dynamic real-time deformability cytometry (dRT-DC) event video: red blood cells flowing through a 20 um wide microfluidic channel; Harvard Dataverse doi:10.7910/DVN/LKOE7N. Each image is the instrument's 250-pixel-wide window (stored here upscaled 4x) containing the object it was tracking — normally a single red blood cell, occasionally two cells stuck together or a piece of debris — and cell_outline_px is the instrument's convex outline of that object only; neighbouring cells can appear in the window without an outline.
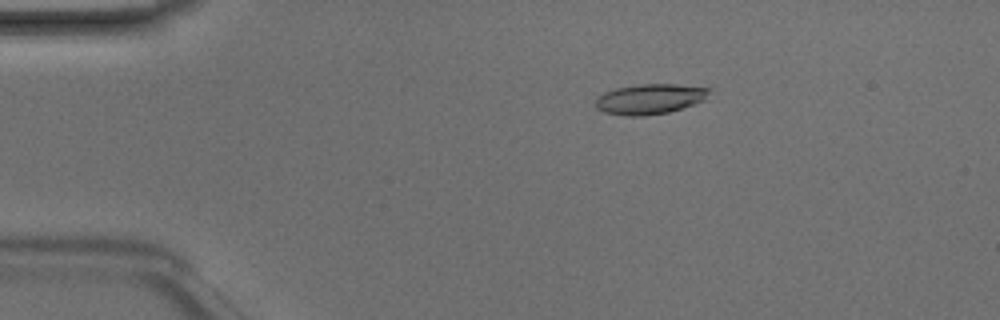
{"species": "Egyptian fruit bat (a non-hibernating species)", "species_latin": "Rousettus aegyptiacus", "temperature_condition": "room temperature", "stored_images_in_passage": 48, "camera_frame_rate_fps": 3000, "um_per_image_px": 0.085, "animal": {"sex": "male"}, "frame": {"image": 1, "passage_image": 9, "time_ms": 2.667, "image_size_px": [1000, 320], "cell_outline_px": [[712, 88], [704, 100], [668, 112], [644, 116], [624, 116], [604, 112], [596, 108], [596, 96], [604, 92], [616, 88], [636, 84], [676, 84]], "centroid_in_image_um": [55.2, 8.41], "position_along_channel_um": 29.8, "area_um2": 20.06}}
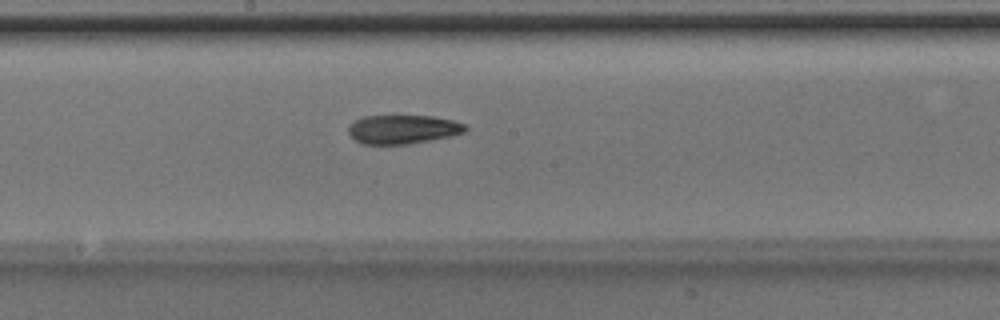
{"frame": {"image": 2, "passage_image": 26, "time_ms": 8.333, "image_size_px": [1000, 320], "cell_outline_px": [[468, 128], [464, 132], [452, 136], [408, 144], [360, 144], [348, 132], [348, 128], [356, 120], [364, 116], [432, 116], [452, 120], [468, 124]], "centroid_in_image_um": [34.29, 10.99], "position_along_channel_um": 213.9, "area_um2": 19.65}}
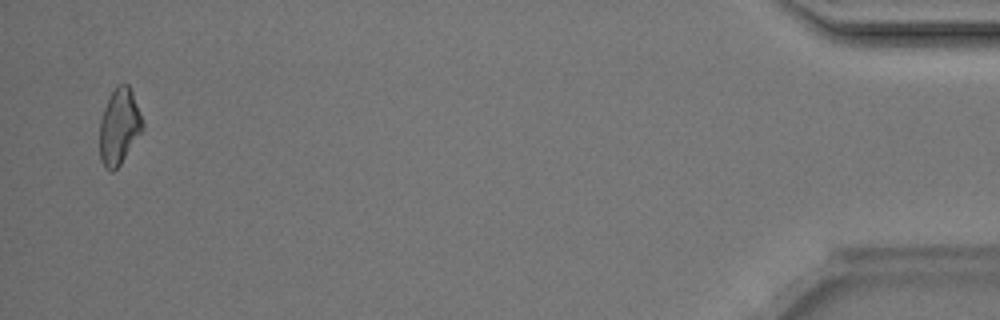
{"frame": {"image": 3, "passage_image": 47, "time_ms": 15.333, "image_size_px": [1000, 320], "cell_outline_px": [[144, 128], [120, 164], [112, 172], [104, 168], [100, 160], [100, 120], [104, 108], [116, 84], [128, 84], [132, 92], [144, 124]], "centroid_in_image_um": [10.12, 10.77], "position_along_channel_um": 425.1, "area_um2": 18.79}, "authors_computed_cell_mechanics": {"area_um2": 19.7098, "velocity_mm_per_s": 4.2358, "shape_relaxation_time_tau1_ms": 4.8096, "shape_relaxation_time_tau2_ms": 9.3078, "deformation_change_tau1": 0.1294, "deformation_change_tau2": 0.2303}}